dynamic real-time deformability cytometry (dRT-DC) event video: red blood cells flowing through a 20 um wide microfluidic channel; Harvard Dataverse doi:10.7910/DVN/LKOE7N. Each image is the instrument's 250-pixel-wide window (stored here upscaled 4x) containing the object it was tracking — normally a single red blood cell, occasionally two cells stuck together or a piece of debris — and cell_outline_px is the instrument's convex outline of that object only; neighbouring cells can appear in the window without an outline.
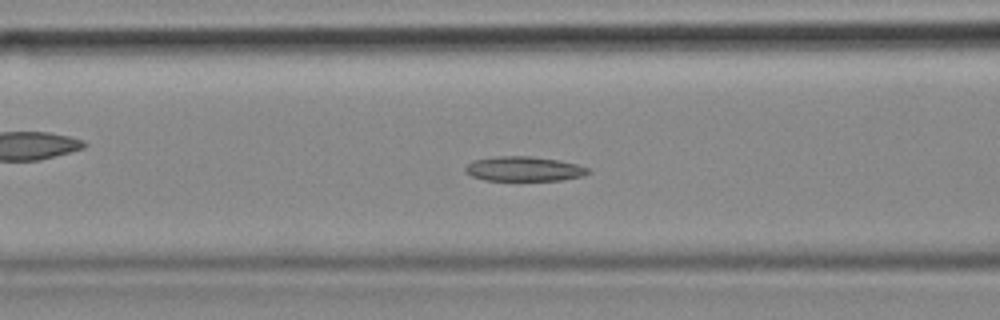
{"species": "common noctule bat (a hibernating species)", "species_latin": "Nyctalus noctula", "temperature_condition": "cold", "stored_images_in_passage": 54, "camera_frame_rate_fps": 3000, "um_per_image_px": 0.085, "animal": {"sex": "female", "body_mass_g": 18.4}, "frame": {"image": 1, "passage_image": 20, "time_ms": 6.333, "image_size_px": [1000, 320], "cell_outline_px": [[592, 172], [584, 176], [560, 180], [484, 180], [472, 176], [464, 172], [464, 168], [468, 164], [476, 160], [496, 156], [532, 156], [560, 160], [592, 168]], "centroid_in_image_um": [44.59, 14.35], "position_along_channel_um": 122.0, "area_um2": 17.8}}
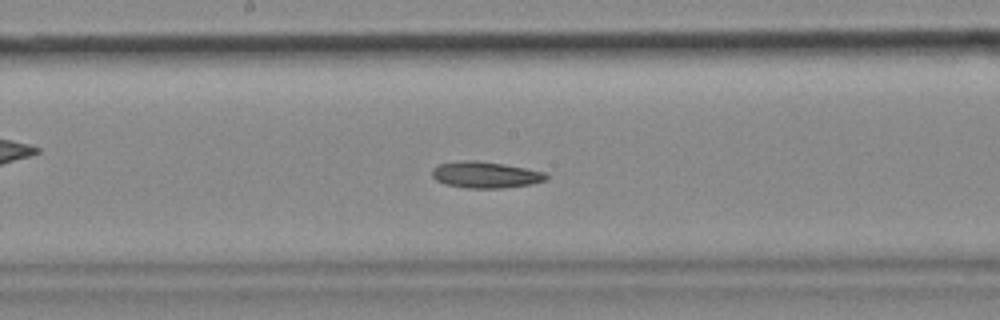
{"frame": {"image": 2, "passage_image": 27, "time_ms": 8.667, "image_size_px": [1000, 320], "cell_outline_px": [[548, 180], [532, 184], [504, 188], [464, 188], [444, 184], [436, 180], [432, 176], [432, 168], [440, 164], [464, 160], [476, 160], [504, 164], [544, 172], [548, 176]], "centroid_in_image_um": [41.26, 14.87], "position_along_channel_um": 206.9, "area_um2": 17.63}}
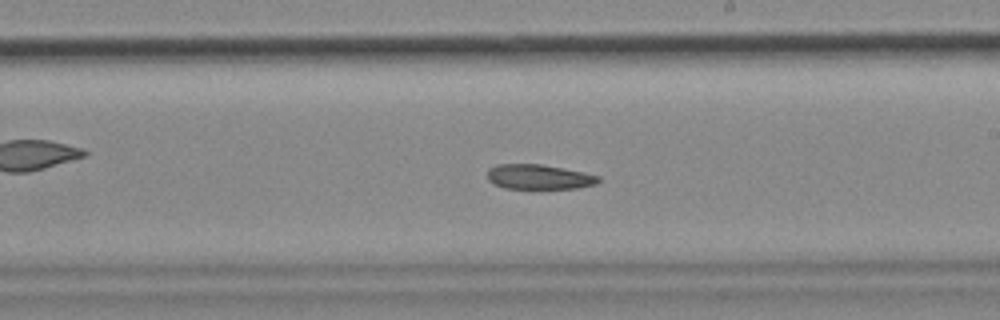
{"frame": {"image": 3, "passage_image": 30, "time_ms": 9.667, "image_size_px": [1000, 320], "cell_outline_px": [[600, 180], [596, 184], [576, 188], [504, 188], [492, 184], [488, 180], [488, 168], [496, 164], [540, 164], [584, 172], [600, 176]], "centroid_in_image_um": [45.78, 15.03], "position_along_channel_um": 243.2, "area_um2": 16.07}}